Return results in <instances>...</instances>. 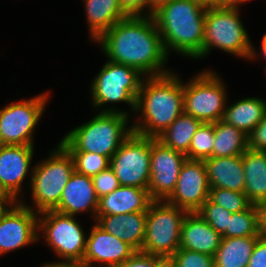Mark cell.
<instances>
[{"mask_svg":"<svg viewBox=\"0 0 266 267\" xmlns=\"http://www.w3.org/2000/svg\"><path fill=\"white\" fill-rule=\"evenodd\" d=\"M95 42L107 60L136 68L145 77L172 72L166 70L169 57L153 16H127Z\"/></svg>","mask_w":266,"mask_h":267,"instance_id":"6da1fadb","label":"cell"},{"mask_svg":"<svg viewBox=\"0 0 266 267\" xmlns=\"http://www.w3.org/2000/svg\"><path fill=\"white\" fill-rule=\"evenodd\" d=\"M183 104V81L177 73L144 77L134 112L140 120L131 123L133 132L156 138L184 112Z\"/></svg>","mask_w":266,"mask_h":267,"instance_id":"7a4b0ae2","label":"cell"},{"mask_svg":"<svg viewBox=\"0 0 266 267\" xmlns=\"http://www.w3.org/2000/svg\"><path fill=\"white\" fill-rule=\"evenodd\" d=\"M207 6L195 0H170L153 13L166 53L202 59Z\"/></svg>","mask_w":266,"mask_h":267,"instance_id":"3957f363","label":"cell"},{"mask_svg":"<svg viewBox=\"0 0 266 267\" xmlns=\"http://www.w3.org/2000/svg\"><path fill=\"white\" fill-rule=\"evenodd\" d=\"M128 112L105 107L94 118L69 131L60 144L67 151L93 152L109 159L133 132Z\"/></svg>","mask_w":266,"mask_h":267,"instance_id":"277c9868","label":"cell"},{"mask_svg":"<svg viewBox=\"0 0 266 267\" xmlns=\"http://www.w3.org/2000/svg\"><path fill=\"white\" fill-rule=\"evenodd\" d=\"M56 146L47 159L39 161L33 167L29 177L34 207L20 201L36 213L54 210L58 206L63 189L75 171L74 161L69 152L60 143Z\"/></svg>","mask_w":266,"mask_h":267,"instance_id":"5b68a950","label":"cell"},{"mask_svg":"<svg viewBox=\"0 0 266 267\" xmlns=\"http://www.w3.org/2000/svg\"><path fill=\"white\" fill-rule=\"evenodd\" d=\"M239 6L207 7L203 58L214 48L249 60L252 43L240 19Z\"/></svg>","mask_w":266,"mask_h":267,"instance_id":"8992f818","label":"cell"},{"mask_svg":"<svg viewBox=\"0 0 266 267\" xmlns=\"http://www.w3.org/2000/svg\"><path fill=\"white\" fill-rule=\"evenodd\" d=\"M187 211L163 200H154L147 211L141 252L169 259L180 247L181 227Z\"/></svg>","mask_w":266,"mask_h":267,"instance_id":"52a82bcc","label":"cell"},{"mask_svg":"<svg viewBox=\"0 0 266 267\" xmlns=\"http://www.w3.org/2000/svg\"><path fill=\"white\" fill-rule=\"evenodd\" d=\"M144 77L136 68L107 60L91 83L92 107L99 109L110 103L125 102L134 114Z\"/></svg>","mask_w":266,"mask_h":267,"instance_id":"ba28073f","label":"cell"},{"mask_svg":"<svg viewBox=\"0 0 266 267\" xmlns=\"http://www.w3.org/2000/svg\"><path fill=\"white\" fill-rule=\"evenodd\" d=\"M216 72L203 70L183 83L184 113L202 123L222 120L227 105V89Z\"/></svg>","mask_w":266,"mask_h":267,"instance_id":"9c48e42d","label":"cell"},{"mask_svg":"<svg viewBox=\"0 0 266 267\" xmlns=\"http://www.w3.org/2000/svg\"><path fill=\"white\" fill-rule=\"evenodd\" d=\"M38 215V239L42 236L51 250L61 258L60 261L82 263L87 236L76 216L54 210H47Z\"/></svg>","mask_w":266,"mask_h":267,"instance_id":"30bf717a","label":"cell"},{"mask_svg":"<svg viewBox=\"0 0 266 267\" xmlns=\"http://www.w3.org/2000/svg\"><path fill=\"white\" fill-rule=\"evenodd\" d=\"M50 93L45 92L30 99L10 103L0 109V145L34 146L33 135Z\"/></svg>","mask_w":266,"mask_h":267,"instance_id":"8fae6325","label":"cell"},{"mask_svg":"<svg viewBox=\"0 0 266 267\" xmlns=\"http://www.w3.org/2000/svg\"><path fill=\"white\" fill-rule=\"evenodd\" d=\"M152 137L132 132L110 158L120 186L149 187Z\"/></svg>","mask_w":266,"mask_h":267,"instance_id":"7c38bea8","label":"cell"},{"mask_svg":"<svg viewBox=\"0 0 266 267\" xmlns=\"http://www.w3.org/2000/svg\"><path fill=\"white\" fill-rule=\"evenodd\" d=\"M38 213L13 201L0 214V256L38 240Z\"/></svg>","mask_w":266,"mask_h":267,"instance_id":"4fadbf2b","label":"cell"},{"mask_svg":"<svg viewBox=\"0 0 266 267\" xmlns=\"http://www.w3.org/2000/svg\"><path fill=\"white\" fill-rule=\"evenodd\" d=\"M188 158L152 137L149 193L153 200L165 201L174 191L181 168Z\"/></svg>","mask_w":266,"mask_h":267,"instance_id":"5bb4252c","label":"cell"},{"mask_svg":"<svg viewBox=\"0 0 266 267\" xmlns=\"http://www.w3.org/2000/svg\"><path fill=\"white\" fill-rule=\"evenodd\" d=\"M209 192L204 161L187 159L181 168L174 191L165 201L187 212H197L208 200Z\"/></svg>","mask_w":266,"mask_h":267,"instance_id":"9a60e30c","label":"cell"},{"mask_svg":"<svg viewBox=\"0 0 266 267\" xmlns=\"http://www.w3.org/2000/svg\"><path fill=\"white\" fill-rule=\"evenodd\" d=\"M136 250L102 229L96 222L87 235L82 264L85 267H114L129 259ZM97 262V263H96Z\"/></svg>","mask_w":266,"mask_h":267,"instance_id":"2e32d148","label":"cell"},{"mask_svg":"<svg viewBox=\"0 0 266 267\" xmlns=\"http://www.w3.org/2000/svg\"><path fill=\"white\" fill-rule=\"evenodd\" d=\"M34 146L0 145V188L12 200L20 201L19 193L29 169L31 172Z\"/></svg>","mask_w":266,"mask_h":267,"instance_id":"e0dca14e","label":"cell"},{"mask_svg":"<svg viewBox=\"0 0 266 267\" xmlns=\"http://www.w3.org/2000/svg\"><path fill=\"white\" fill-rule=\"evenodd\" d=\"M98 201L92 178L74 171L63 189L59 204L54 211L72 216L90 212L95 220Z\"/></svg>","mask_w":266,"mask_h":267,"instance_id":"ac0fdd59","label":"cell"},{"mask_svg":"<svg viewBox=\"0 0 266 267\" xmlns=\"http://www.w3.org/2000/svg\"><path fill=\"white\" fill-rule=\"evenodd\" d=\"M153 201L147 189L119 186L99 198L96 216L147 212Z\"/></svg>","mask_w":266,"mask_h":267,"instance_id":"d6986e66","label":"cell"},{"mask_svg":"<svg viewBox=\"0 0 266 267\" xmlns=\"http://www.w3.org/2000/svg\"><path fill=\"white\" fill-rule=\"evenodd\" d=\"M221 240L222 235L197 212H187L181 227L179 248L214 256Z\"/></svg>","mask_w":266,"mask_h":267,"instance_id":"ffe728a7","label":"cell"},{"mask_svg":"<svg viewBox=\"0 0 266 267\" xmlns=\"http://www.w3.org/2000/svg\"><path fill=\"white\" fill-rule=\"evenodd\" d=\"M147 212L96 216L95 222L106 232L114 235L141 251L146 234Z\"/></svg>","mask_w":266,"mask_h":267,"instance_id":"44dd1931","label":"cell"},{"mask_svg":"<svg viewBox=\"0 0 266 267\" xmlns=\"http://www.w3.org/2000/svg\"><path fill=\"white\" fill-rule=\"evenodd\" d=\"M210 188H224L244 192L245 177L242 155L209 157L203 160Z\"/></svg>","mask_w":266,"mask_h":267,"instance_id":"7402d4cb","label":"cell"},{"mask_svg":"<svg viewBox=\"0 0 266 267\" xmlns=\"http://www.w3.org/2000/svg\"><path fill=\"white\" fill-rule=\"evenodd\" d=\"M90 38L95 41L128 15L118 0H83Z\"/></svg>","mask_w":266,"mask_h":267,"instance_id":"603a6c76","label":"cell"},{"mask_svg":"<svg viewBox=\"0 0 266 267\" xmlns=\"http://www.w3.org/2000/svg\"><path fill=\"white\" fill-rule=\"evenodd\" d=\"M244 193L253 205L266 201V152L247 149L242 154Z\"/></svg>","mask_w":266,"mask_h":267,"instance_id":"cb8c5ba5","label":"cell"},{"mask_svg":"<svg viewBox=\"0 0 266 267\" xmlns=\"http://www.w3.org/2000/svg\"><path fill=\"white\" fill-rule=\"evenodd\" d=\"M258 97H246L226 105L222 121L233 125L248 135L263 119L266 101Z\"/></svg>","mask_w":266,"mask_h":267,"instance_id":"d4e9b609","label":"cell"},{"mask_svg":"<svg viewBox=\"0 0 266 267\" xmlns=\"http://www.w3.org/2000/svg\"><path fill=\"white\" fill-rule=\"evenodd\" d=\"M258 237L222 238L214 254V267H247Z\"/></svg>","mask_w":266,"mask_h":267,"instance_id":"484cf974","label":"cell"},{"mask_svg":"<svg viewBox=\"0 0 266 267\" xmlns=\"http://www.w3.org/2000/svg\"><path fill=\"white\" fill-rule=\"evenodd\" d=\"M248 149V136L222 120L214 123L212 157L242 155Z\"/></svg>","mask_w":266,"mask_h":267,"instance_id":"4316f807","label":"cell"},{"mask_svg":"<svg viewBox=\"0 0 266 267\" xmlns=\"http://www.w3.org/2000/svg\"><path fill=\"white\" fill-rule=\"evenodd\" d=\"M201 124V121L183 112L156 138L164 145L186 155L189 152L192 137Z\"/></svg>","mask_w":266,"mask_h":267,"instance_id":"83f0119b","label":"cell"},{"mask_svg":"<svg viewBox=\"0 0 266 267\" xmlns=\"http://www.w3.org/2000/svg\"><path fill=\"white\" fill-rule=\"evenodd\" d=\"M259 236V210L258 205L249 209L233 213L228 222V229L222 238L258 237Z\"/></svg>","mask_w":266,"mask_h":267,"instance_id":"f1b7e54d","label":"cell"},{"mask_svg":"<svg viewBox=\"0 0 266 267\" xmlns=\"http://www.w3.org/2000/svg\"><path fill=\"white\" fill-rule=\"evenodd\" d=\"M214 144V123H202L194 133L189 152V160H204L212 157Z\"/></svg>","mask_w":266,"mask_h":267,"instance_id":"f546056e","label":"cell"},{"mask_svg":"<svg viewBox=\"0 0 266 267\" xmlns=\"http://www.w3.org/2000/svg\"><path fill=\"white\" fill-rule=\"evenodd\" d=\"M74 161V169L80 174L93 177L110 166V159L93 152L68 151Z\"/></svg>","mask_w":266,"mask_h":267,"instance_id":"4dcf8cb0","label":"cell"},{"mask_svg":"<svg viewBox=\"0 0 266 267\" xmlns=\"http://www.w3.org/2000/svg\"><path fill=\"white\" fill-rule=\"evenodd\" d=\"M209 199L232 213L247 210L253 205L244 192L224 188H210Z\"/></svg>","mask_w":266,"mask_h":267,"instance_id":"1f68e13d","label":"cell"},{"mask_svg":"<svg viewBox=\"0 0 266 267\" xmlns=\"http://www.w3.org/2000/svg\"><path fill=\"white\" fill-rule=\"evenodd\" d=\"M197 213L221 235L228 229V222L233 214L222 206L213 203L209 198Z\"/></svg>","mask_w":266,"mask_h":267,"instance_id":"d6a6232c","label":"cell"},{"mask_svg":"<svg viewBox=\"0 0 266 267\" xmlns=\"http://www.w3.org/2000/svg\"><path fill=\"white\" fill-rule=\"evenodd\" d=\"M169 259L175 267H214L213 256L184 248H179Z\"/></svg>","mask_w":266,"mask_h":267,"instance_id":"836d02e7","label":"cell"},{"mask_svg":"<svg viewBox=\"0 0 266 267\" xmlns=\"http://www.w3.org/2000/svg\"><path fill=\"white\" fill-rule=\"evenodd\" d=\"M96 196L99 198L114 191L120 186L118 178L116 177L110 166L92 177Z\"/></svg>","mask_w":266,"mask_h":267,"instance_id":"e575fe53","label":"cell"},{"mask_svg":"<svg viewBox=\"0 0 266 267\" xmlns=\"http://www.w3.org/2000/svg\"><path fill=\"white\" fill-rule=\"evenodd\" d=\"M164 258L136 251L129 259L114 267H156Z\"/></svg>","mask_w":266,"mask_h":267,"instance_id":"d590c367","label":"cell"},{"mask_svg":"<svg viewBox=\"0 0 266 267\" xmlns=\"http://www.w3.org/2000/svg\"><path fill=\"white\" fill-rule=\"evenodd\" d=\"M247 136L248 149L266 152V112L260 123Z\"/></svg>","mask_w":266,"mask_h":267,"instance_id":"8d00e7d4","label":"cell"},{"mask_svg":"<svg viewBox=\"0 0 266 267\" xmlns=\"http://www.w3.org/2000/svg\"><path fill=\"white\" fill-rule=\"evenodd\" d=\"M247 267H266V238L258 236Z\"/></svg>","mask_w":266,"mask_h":267,"instance_id":"74e56055","label":"cell"},{"mask_svg":"<svg viewBox=\"0 0 266 267\" xmlns=\"http://www.w3.org/2000/svg\"><path fill=\"white\" fill-rule=\"evenodd\" d=\"M121 9L128 16H148V5L146 0H118ZM146 12V13H145Z\"/></svg>","mask_w":266,"mask_h":267,"instance_id":"f35d334b","label":"cell"},{"mask_svg":"<svg viewBox=\"0 0 266 267\" xmlns=\"http://www.w3.org/2000/svg\"><path fill=\"white\" fill-rule=\"evenodd\" d=\"M259 48H260V52L257 53L258 50H255V48L252 45L249 60H251V59L255 60L257 57L260 56V54H261V56H263L262 58L266 60V33L262 37L261 46Z\"/></svg>","mask_w":266,"mask_h":267,"instance_id":"ab89813d","label":"cell"},{"mask_svg":"<svg viewBox=\"0 0 266 267\" xmlns=\"http://www.w3.org/2000/svg\"><path fill=\"white\" fill-rule=\"evenodd\" d=\"M259 210V236L266 238V209Z\"/></svg>","mask_w":266,"mask_h":267,"instance_id":"60d3db41","label":"cell"},{"mask_svg":"<svg viewBox=\"0 0 266 267\" xmlns=\"http://www.w3.org/2000/svg\"><path fill=\"white\" fill-rule=\"evenodd\" d=\"M41 267H85L82 263L79 262H67V261H57L52 263H45Z\"/></svg>","mask_w":266,"mask_h":267,"instance_id":"b9f144b4","label":"cell"},{"mask_svg":"<svg viewBox=\"0 0 266 267\" xmlns=\"http://www.w3.org/2000/svg\"><path fill=\"white\" fill-rule=\"evenodd\" d=\"M148 5V16H153V13L157 11L161 6L170 0H146Z\"/></svg>","mask_w":266,"mask_h":267,"instance_id":"7bdbcfd3","label":"cell"},{"mask_svg":"<svg viewBox=\"0 0 266 267\" xmlns=\"http://www.w3.org/2000/svg\"><path fill=\"white\" fill-rule=\"evenodd\" d=\"M213 6H238V0H213Z\"/></svg>","mask_w":266,"mask_h":267,"instance_id":"ee69618b","label":"cell"},{"mask_svg":"<svg viewBox=\"0 0 266 267\" xmlns=\"http://www.w3.org/2000/svg\"><path fill=\"white\" fill-rule=\"evenodd\" d=\"M12 202L13 201L10 198H0V214Z\"/></svg>","mask_w":266,"mask_h":267,"instance_id":"f6af8a7d","label":"cell"},{"mask_svg":"<svg viewBox=\"0 0 266 267\" xmlns=\"http://www.w3.org/2000/svg\"><path fill=\"white\" fill-rule=\"evenodd\" d=\"M156 267H175L170 259H163Z\"/></svg>","mask_w":266,"mask_h":267,"instance_id":"bcb514c9","label":"cell"},{"mask_svg":"<svg viewBox=\"0 0 266 267\" xmlns=\"http://www.w3.org/2000/svg\"><path fill=\"white\" fill-rule=\"evenodd\" d=\"M203 4L204 6L207 7H212L213 6V0H195Z\"/></svg>","mask_w":266,"mask_h":267,"instance_id":"7dc6e473","label":"cell"},{"mask_svg":"<svg viewBox=\"0 0 266 267\" xmlns=\"http://www.w3.org/2000/svg\"><path fill=\"white\" fill-rule=\"evenodd\" d=\"M0 198H9L4 192L3 190L0 188Z\"/></svg>","mask_w":266,"mask_h":267,"instance_id":"c3c4849f","label":"cell"},{"mask_svg":"<svg viewBox=\"0 0 266 267\" xmlns=\"http://www.w3.org/2000/svg\"><path fill=\"white\" fill-rule=\"evenodd\" d=\"M251 0H238V6L242 5L243 3L249 2Z\"/></svg>","mask_w":266,"mask_h":267,"instance_id":"681fc988","label":"cell"},{"mask_svg":"<svg viewBox=\"0 0 266 267\" xmlns=\"http://www.w3.org/2000/svg\"><path fill=\"white\" fill-rule=\"evenodd\" d=\"M258 209H266V201L262 205H259Z\"/></svg>","mask_w":266,"mask_h":267,"instance_id":"f907efd6","label":"cell"}]
</instances>
